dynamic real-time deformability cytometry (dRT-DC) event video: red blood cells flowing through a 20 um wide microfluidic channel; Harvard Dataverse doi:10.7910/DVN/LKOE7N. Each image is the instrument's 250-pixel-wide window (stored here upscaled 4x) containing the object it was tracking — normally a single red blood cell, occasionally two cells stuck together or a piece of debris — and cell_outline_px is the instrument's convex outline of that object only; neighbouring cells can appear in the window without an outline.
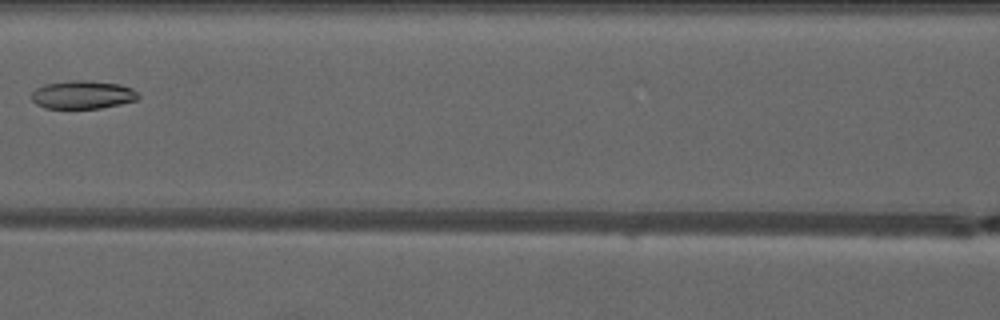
{"species": "common noctule bat (a hibernating species)", "species_latin": "Nyctalus noctula", "temperature_condition": "warm", "stored_images_in_passage": 6, "camera_frame_rate_fps": 3000, "um_per_image_px": 0.085, "animal": {"sex": "male", "forearm_length_mm": 52.5}, "frame": {"image": 1, "passage_image": 5, "time_ms": 6.0, "image_size_px": [1000, 320], "cell_outline_px": [[140, 96], [136, 100], [120, 104], [100, 108], [44, 108], [36, 104], [32, 100], [32, 92], [36, 88], [48, 84], [76, 80], [84, 80], [120, 84], [132, 88]], "centroid_in_image_um": [7.04, 8.06], "position_along_channel_um": 159.6, "area_um2": 17.34}}
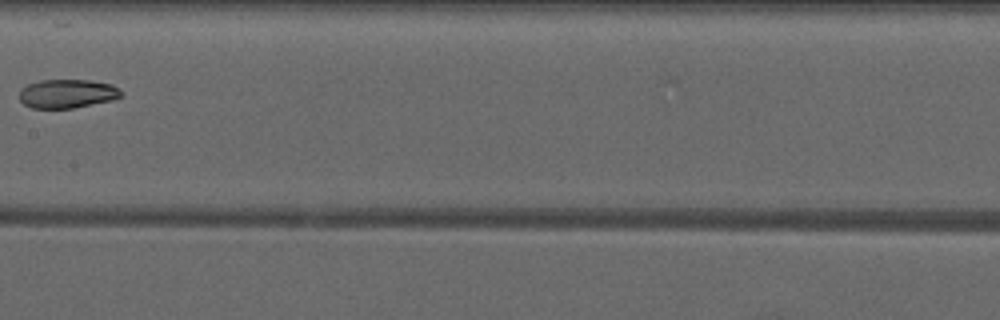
{"frame": {"image": 2, "passage_image": 6, "time_ms": 7.0, "image_size_px": [1000, 320], "cell_outline_px": [[124, 92], [120, 96], [112, 100], [72, 108], [32, 108], [24, 104], [20, 100], [20, 88], [28, 84], [40, 80], [88, 80], [112, 84], [120, 88]], "centroid_in_image_um": [5.72, 7.95], "position_along_channel_um": 201.7, "area_um2": 17.11}}